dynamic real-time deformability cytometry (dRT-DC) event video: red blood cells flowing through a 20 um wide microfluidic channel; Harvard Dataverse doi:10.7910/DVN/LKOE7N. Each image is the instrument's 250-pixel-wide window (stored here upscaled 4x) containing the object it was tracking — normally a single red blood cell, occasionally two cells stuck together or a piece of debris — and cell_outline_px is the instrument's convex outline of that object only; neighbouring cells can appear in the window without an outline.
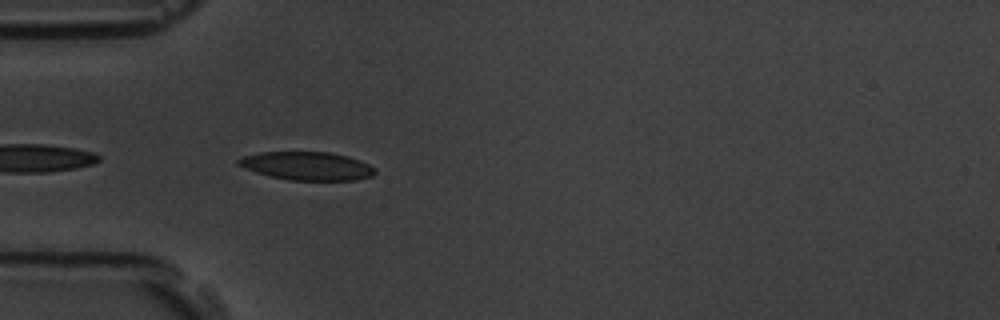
{"species": "common noctule bat (a hibernating species)", "species_latin": "Nyctalus noctula", "temperature_condition": "room temperature", "stored_images_in_passage": 8, "camera_frame_rate_fps": 3000, "um_per_image_px": 0.085, "animal": {"sex": "male", "body_mass_g": 19.5, "forearm_length_mm": 54.6}, "frame": {"image": 1, "passage_image": 2, "time_ms": 0.333, "image_size_px": [1000, 320], "cell_outline_px": [[376, 172], [372, 176], [356, 180], [292, 180], [272, 176], [256, 172], [244, 168], [236, 164], [236, 160], [240, 156], [260, 152], [328, 152], [348, 156], [368, 164], [376, 168]], "centroid_in_image_um": [26.08, 14.1], "position_along_channel_um": 58.9, "area_um2": 22.54}}
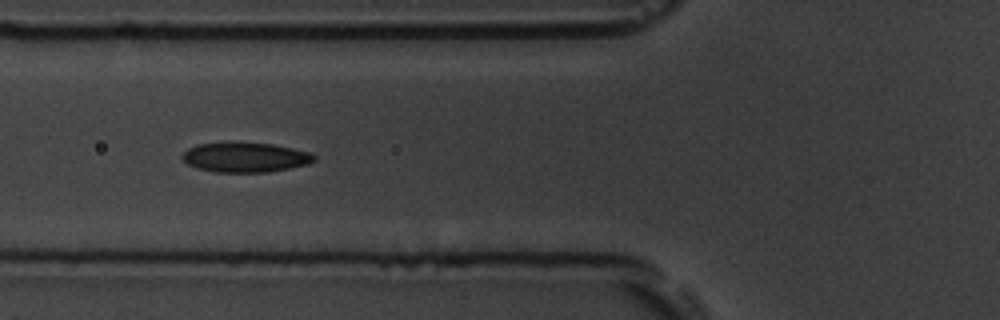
{"frame": {"image": 2, "passage_image": 6, "time_ms": 1.667, "image_size_px": [1000, 320], "cell_outline_px": [[316, 160], [308, 164], [268, 172], [216, 172], [196, 168], [188, 164], [180, 156], [188, 148], [196, 144], [228, 140], [232, 140], [272, 144], [292, 148], [308, 152], [316, 156]], "centroid_in_image_um": [20.79, 13.33], "position_along_channel_um": 105.0, "area_um2": 23.47}}